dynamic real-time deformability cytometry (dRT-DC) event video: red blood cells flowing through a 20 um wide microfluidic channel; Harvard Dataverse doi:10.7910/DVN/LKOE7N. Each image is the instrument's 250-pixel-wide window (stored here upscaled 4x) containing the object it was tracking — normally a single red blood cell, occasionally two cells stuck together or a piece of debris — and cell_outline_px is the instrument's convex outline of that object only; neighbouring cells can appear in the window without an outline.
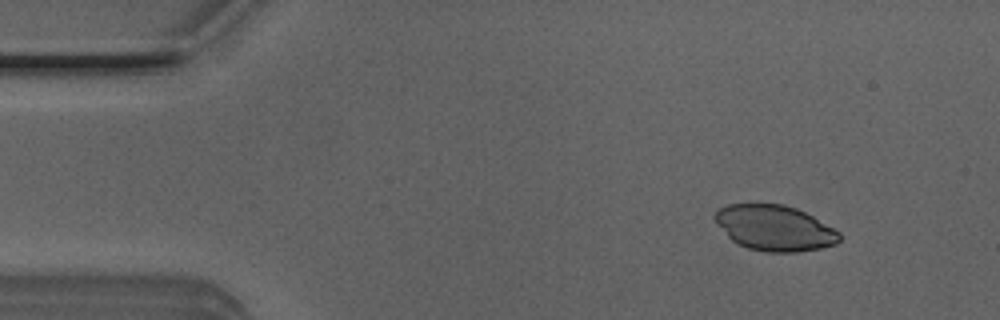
{"species": "Egyptian fruit bat (a non-hibernating species)", "species_latin": "Rousettus aegyptiacus", "temperature_condition": "room temperature", "stored_images_in_passage": 45, "camera_frame_rate_fps": 3000, "um_per_image_px": 0.085, "animal": {"sex": "male"}, "frame": {"image": 1, "passage_image": 1, "time_ms": 0.0, "image_size_px": [1000, 320], "cell_outline_px": [[840, 240], [836, 244], [820, 248], [796, 252], [764, 252], [748, 248], [732, 240], [716, 224], [712, 216], [716, 208], [728, 204], [784, 204], [796, 208], [812, 216], [840, 232]], "centroid_in_image_um": [65.8, 19.37], "position_along_channel_um": 19.2, "area_um2": 33.12}}